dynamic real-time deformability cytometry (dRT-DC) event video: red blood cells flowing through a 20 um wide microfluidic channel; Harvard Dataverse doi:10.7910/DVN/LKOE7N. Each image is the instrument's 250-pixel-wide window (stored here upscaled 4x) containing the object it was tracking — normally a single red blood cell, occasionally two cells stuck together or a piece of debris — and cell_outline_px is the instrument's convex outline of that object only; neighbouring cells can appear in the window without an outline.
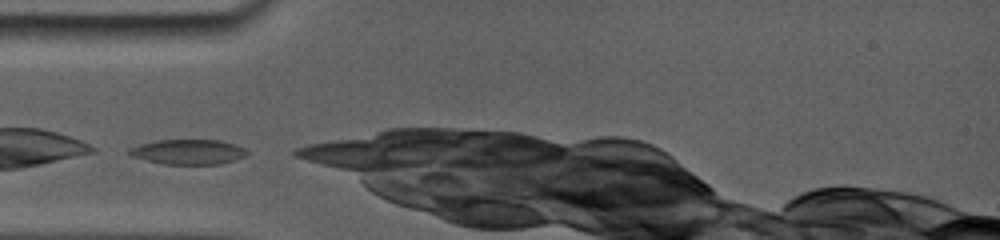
{"species": "common noctule bat (a hibernating species)", "species_latin": "Nyctalus noctula", "temperature_condition": "room temperature", "stored_images_in_passage": 4, "camera_frame_rate_fps": 5000, "um_per_image_px": 0.085, "animal": {"sex": "female", "body_mass_g": 19.0, "forearm_length_mm": 56.7}, "frame": {"image": 1, "passage_image": 1, "time_ms": 0.0, "image_size_px": [1000, 240], "cell_outline_px": [[248, 152], [244, 156], [220, 164], [164, 164], [132, 156], [128, 152], [128, 148], [140, 144], [160, 140], [216, 140], [232, 144], [244, 148]], "centroid_in_image_um": [15.96, 12.91], "position_along_channel_um": 69.0, "area_um2": 16.76}}
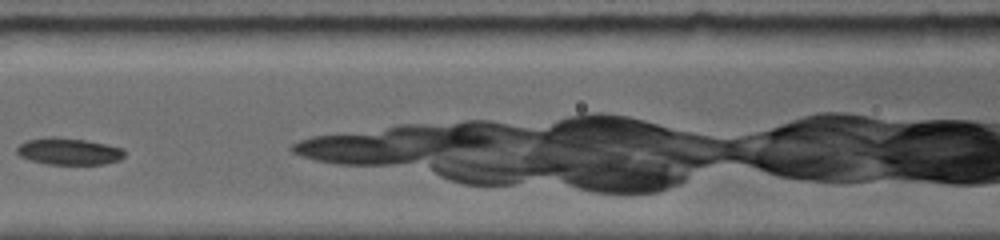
{"frame": {"image": 2, "passage_image": 3, "time_ms": 2.4, "image_size_px": [1000, 240], "cell_outline_px": [[124, 156], [120, 160], [104, 164], [48, 164], [32, 160], [20, 156], [16, 152], [16, 148], [20, 144], [28, 140], [84, 140], [104, 144], [120, 148], [124, 152]], "centroid_in_image_um": [5.89, 12.93], "position_along_channel_um": 160.7, "area_um2": 15.72}}
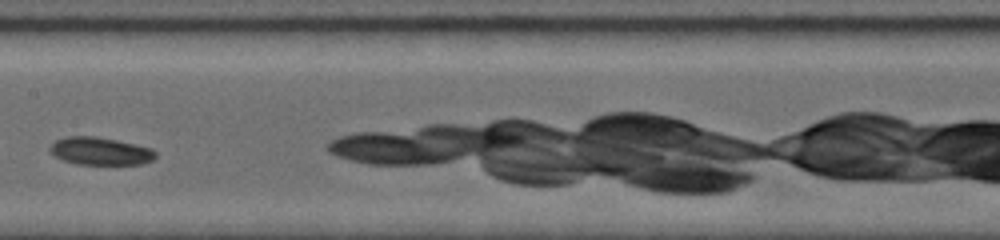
{"frame": {"image": 3, "passage_image": 4, "time_ms": 3.4, "image_size_px": [1000, 240], "cell_outline_px": [[156, 156], [152, 160], [140, 164], [76, 164], [64, 160], [56, 156], [52, 152], [52, 144], [56, 140], [68, 136], [92, 136], [116, 140], [148, 148], [156, 152]], "centroid_in_image_um": [8.53, 12.85], "position_along_channel_um": 198.9, "area_um2": 16.53}}